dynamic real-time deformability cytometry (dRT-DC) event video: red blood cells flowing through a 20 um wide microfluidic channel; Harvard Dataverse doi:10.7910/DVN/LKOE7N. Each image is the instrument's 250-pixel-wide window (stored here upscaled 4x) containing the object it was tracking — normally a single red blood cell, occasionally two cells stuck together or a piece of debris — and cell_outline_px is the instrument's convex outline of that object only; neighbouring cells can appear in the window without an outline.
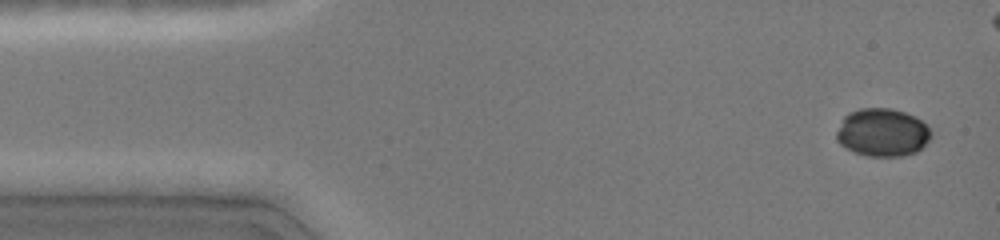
{"species": "common noctule bat (a hibernating species)", "species_latin": "Nyctalus noctula", "temperature_condition": "cold", "stored_images_in_passage": 18, "camera_frame_rate_fps": 3000, "um_per_image_px": 0.085, "animal": {"sex": "female", "body_mass_g": 19.0, "forearm_length_mm": 51.5}, "frame": {"image": 1, "passage_image": 1, "time_ms": 0.0, "image_size_px": [1000, 240], "cell_outline_px": [[932, 136], [916, 152], [904, 156], [868, 156], [856, 152], [840, 144], [836, 140], [836, 132], [844, 116], [848, 112], [860, 108], [892, 108], [916, 116], [928, 124], [932, 132]], "centroid_in_image_um": [75.03, 11.24], "position_along_channel_um": 10.0, "area_um2": 26.65}}